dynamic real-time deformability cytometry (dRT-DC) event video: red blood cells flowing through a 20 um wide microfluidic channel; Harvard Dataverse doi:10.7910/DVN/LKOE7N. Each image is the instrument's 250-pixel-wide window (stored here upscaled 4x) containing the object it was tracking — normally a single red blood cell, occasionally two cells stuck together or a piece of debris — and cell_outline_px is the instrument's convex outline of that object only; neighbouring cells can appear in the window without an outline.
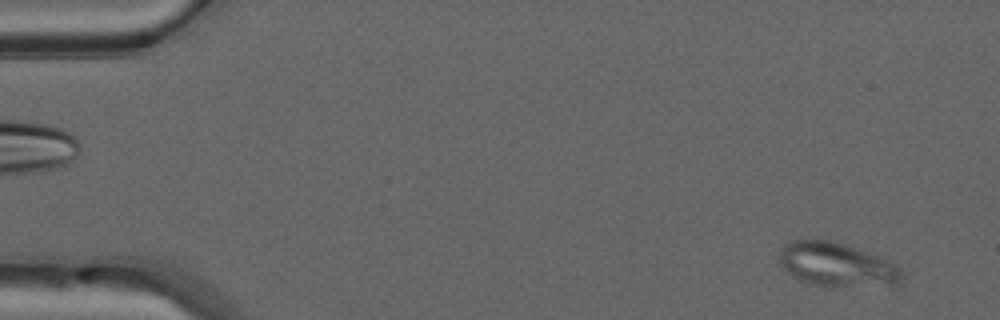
{"species": "common noctule bat (a hibernating species)", "species_latin": "Nyctalus noctula", "temperature_condition": "warm", "stored_images_in_passage": 49, "camera_frame_rate_fps": 3000, "um_per_image_px": 0.085, "animal": {"sex": "male", "forearm_length_mm": 52.5}, "frame": {"image": 1, "passage_image": 3, "time_ms": 0.667, "image_size_px": [1000, 320], "cell_outline_px": [[900, 280], [896, 284], [840, 288], [828, 288], [812, 284], [800, 280], [792, 276], [780, 264], [780, 248], [784, 244], [792, 240], [828, 240], [876, 256], [900, 268]], "centroid_in_image_um": [71.03, 22.54], "position_along_channel_um": 14.0, "area_um2": 30.87}}
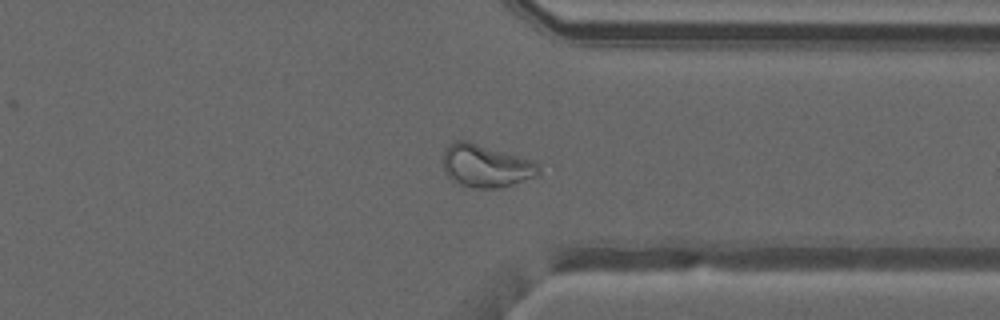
{"frame": {"image": 2, "passage_image": 38, "time_ms": 12.333, "image_size_px": [1000, 320], "cell_outline_px": [[540, 176], [512, 184], [496, 188], [472, 188], [460, 184], [452, 180], [444, 172], [444, 152], [448, 144], [456, 140], [468, 140], [536, 160], [540, 164]], "centroid_in_image_um": [41.36, 14.08], "position_along_channel_um": 370.0, "area_um2": 24.33}}
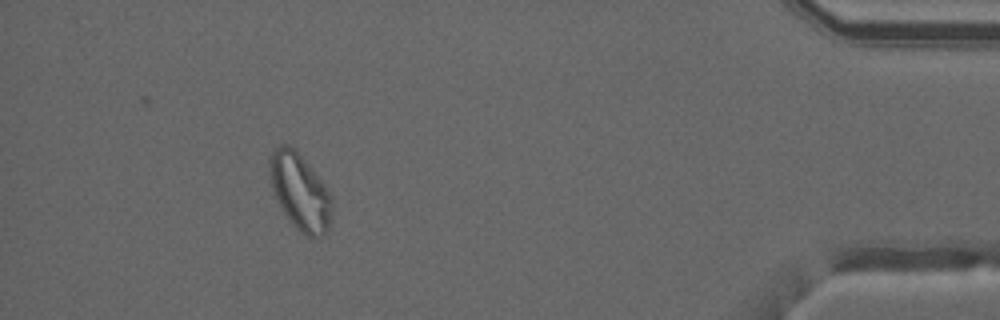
{"frame": {"image": 3, "passage_image": 45, "time_ms": 14.667, "image_size_px": [1000, 320], "cell_outline_px": [[332, 220], [328, 232], [320, 236], [308, 236], [300, 232], [292, 224], [280, 208], [272, 188], [268, 172], [268, 156], [280, 144], [288, 144], [296, 148], [324, 184], [332, 196]], "centroid_in_image_um": [25.49, 16.28], "position_along_channel_um": 409.7, "area_um2": 28.26}, "authors_computed_cell_mechanics": {"area_um2": 26.5302, "velocity_mm_per_s": 4.1121, "shape_relaxation_time_tau1_ms": null, "shape_relaxation_time_tau2_ms": 2.0589, "deformation_change_tau1": null, "deformation_change_tau2": 0.0698}}